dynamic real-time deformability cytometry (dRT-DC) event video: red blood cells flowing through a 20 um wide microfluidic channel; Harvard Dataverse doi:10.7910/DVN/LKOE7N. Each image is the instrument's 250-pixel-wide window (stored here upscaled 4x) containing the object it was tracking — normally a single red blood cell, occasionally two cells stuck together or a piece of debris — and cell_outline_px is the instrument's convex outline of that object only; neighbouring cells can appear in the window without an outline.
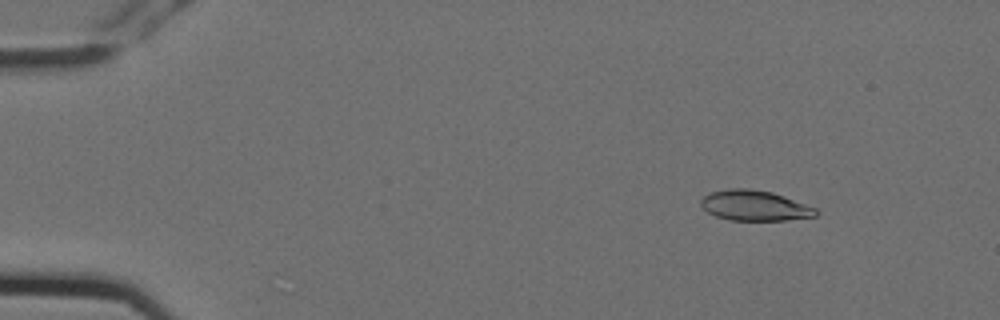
{"species": "Egyptian fruit bat (a non-hibernating species)", "species_latin": "Rousettus aegyptiacus", "temperature_condition": "cold", "stored_images_in_passage": 4, "camera_frame_rate_fps": 3000, "um_per_image_px": 0.085, "animal": {"sex": "female"}, "frame": {"image": 1, "passage_image": 2, "time_ms": 0.333, "image_size_px": [1000, 320], "cell_outline_px": [[820, 212], [816, 216], [788, 220], [728, 220], [716, 216], [708, 212], [700, 204], [700, 200], [704, 196], [712, 192], [728, 188], [748, 188], [772, 192], [816, 208]], "centroid_in_image_um": [64.15, 17.47], "position_along_channel_um": 20.9, "area_um2": 20.29}}
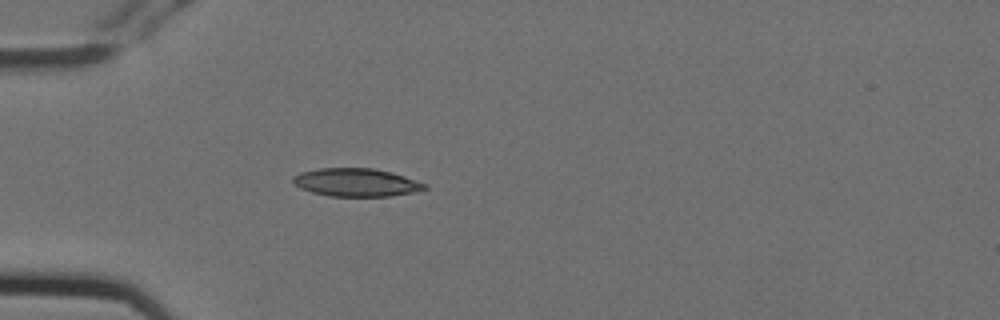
{"frame": {"image": 2, "passage_image": 4, "time_ms": 1.0, "image_size_px": [1000, 320], "cell_outline_px": [[428, 188], [412, 192], [388, 196], [328, 196], [312, 192], [300, 188], [292, 184], [292, 176], [300, 172], [320, 168], [372, 168], [392, 172], [428, 184]], "centroid_in_image_um": [30.24, 15.5], "position_along_channel_um": 54.8, "area_um2": 21.62}}